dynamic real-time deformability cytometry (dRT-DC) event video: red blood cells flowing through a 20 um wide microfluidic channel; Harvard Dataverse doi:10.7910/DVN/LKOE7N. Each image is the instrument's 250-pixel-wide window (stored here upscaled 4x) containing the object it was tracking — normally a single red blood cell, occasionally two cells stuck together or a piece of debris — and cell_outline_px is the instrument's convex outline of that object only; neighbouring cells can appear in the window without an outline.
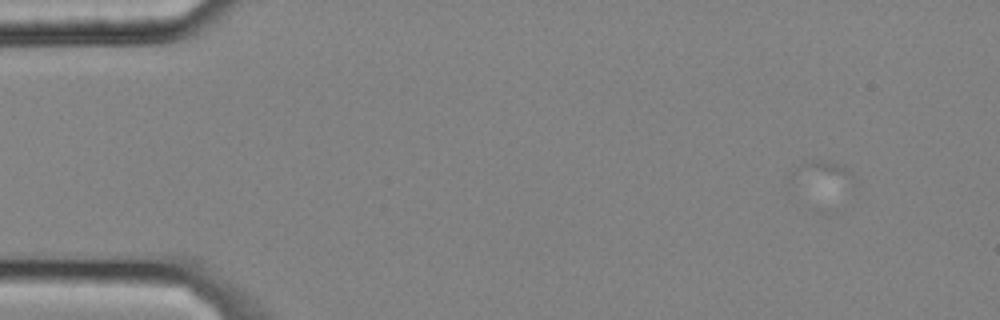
{"species": "common noctule bat (a hibernating species)", "species_latin": "Nyctalus noctula", "temperature_condition": "cold", "stored_images_in_passage": 5, "camera_frame_rate_fps": 3000, "um_per_image_px": 0.085, "animal": {"sex": "male", "body_mass_g": 20.4}, "frame": {"image": 1, "passage_image": 1, "time_ms": 0.0, "image_size_px": [1000, 320], "cell_outline_px": [[192, 296], [80, 284], [68, 276], [80, 272], [84, 272], [164, 276], [184, 280], [192, 292]], "centroid_in_image_um": [11.43, 24.01], "position_along_channel_um": 73.6, "area_um2": 12.25}}